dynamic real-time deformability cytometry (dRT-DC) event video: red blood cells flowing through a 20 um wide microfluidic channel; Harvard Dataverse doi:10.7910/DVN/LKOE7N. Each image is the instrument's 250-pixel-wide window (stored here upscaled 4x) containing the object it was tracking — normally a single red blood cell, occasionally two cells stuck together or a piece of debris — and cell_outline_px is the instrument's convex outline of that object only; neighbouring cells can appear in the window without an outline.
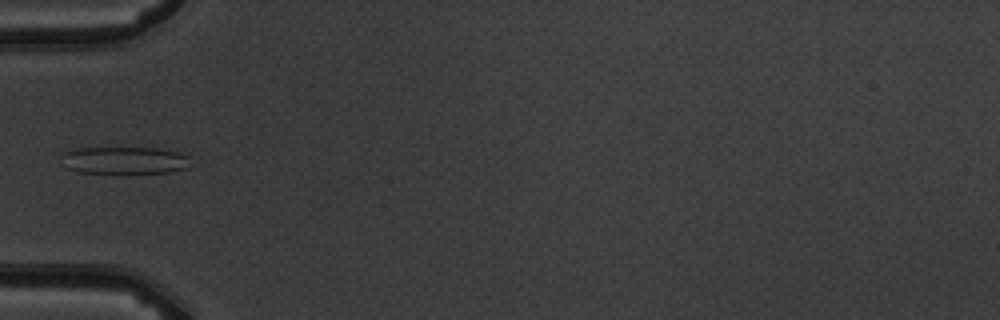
{"species": "common noctule bat (a hibernating species)", "species_latin": "Nyctalus noctula", "temperature_condition": "warm", "stored_images_in_passage": 6, "camera_frame_rate_fps": 3000, "um_per_image_px": 0.085, "animal": {"sex": "male", "body_mass_g": 19.5, "forearm_length_mm": 54.6}, "frame": {"image": 1, "passage_image": 6, "time_ms": 5.667, "image_size_px": [1000, 320], "cell_outline_px": [[188, 168], [168, 172], [120, 176], [80, 172], [64, 168], [60, 156], [64, 152], [80, 148], [156, 148], [176, 152], [188, 156]], "centroid_in_image_um": [10.51, 13.68], "position_along_channel_um": 74.5, "area_um2": 21.44}}